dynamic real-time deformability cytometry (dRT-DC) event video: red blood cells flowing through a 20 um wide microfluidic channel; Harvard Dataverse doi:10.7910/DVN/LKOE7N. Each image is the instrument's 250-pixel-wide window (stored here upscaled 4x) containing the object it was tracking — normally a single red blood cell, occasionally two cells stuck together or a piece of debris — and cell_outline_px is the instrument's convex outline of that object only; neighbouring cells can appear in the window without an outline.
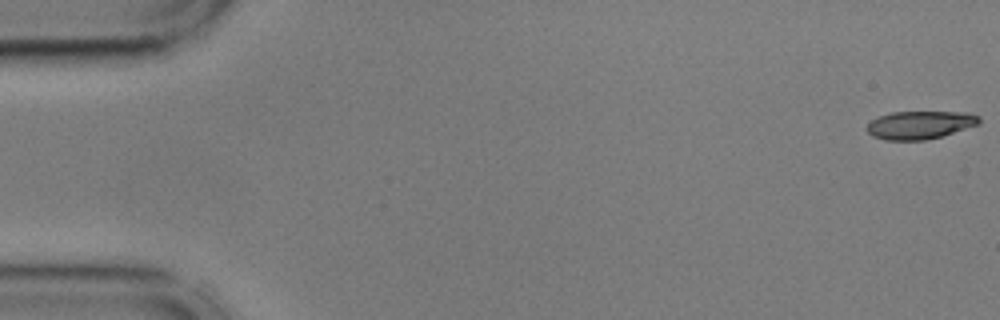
{"species": "common noctule bat (a hibernating species)", "species_latin": "Nyctalus noctula", "temperature_condition": "cold", "stored_images_in_passage": 55, "camera_frame_rate_fps": 3000, "um_per_image_px": 0.085, "animal": {"sex": "male", "body_mass_g": 17.9, "forearm_length_mm": 54.2}, "frame": {"image": 1, "passage_image": 1, "time_ms": 0.0, "image_size_px": [1000, 320], "cell_outline_px": [[980, 124], [940, 136], [924, 140], [884, 140], [872, 136], [868, 132], [868, 124], [872, 120], [880, 116], [892, 112], [968, 112], [980, 116]], "centroid_in_image_um": [78.21, 10.61], "position_along_channel_um": 6.8, "area_um2": 18.21}}
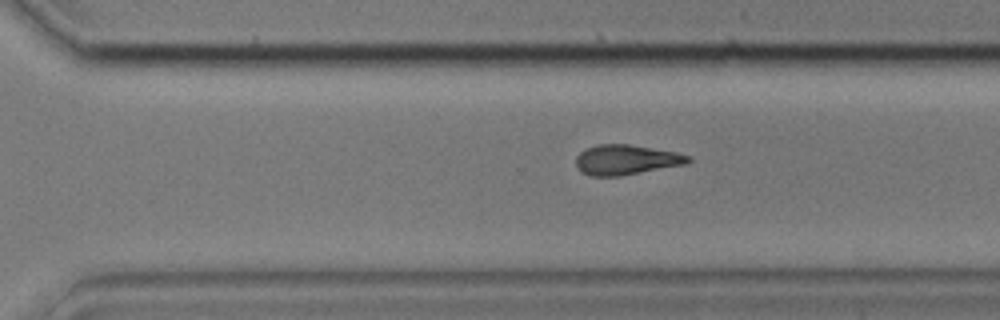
{"frame": {"image": 2, "passage_image": 38, "time_ms": 12.333, "image_size_px": [1000, 320], "cell_outline_px": [[692, 160], [684, 164], [620, 176], [588, 176], [576, 168], [576, 156], [584, 148], [596, 144], [628, 144], [676, 152], [692, 156]], "centroid_in_image_um": [53.17, 13.57], "position_along_channel_um": 317.4, "area_um2": 19.71}}
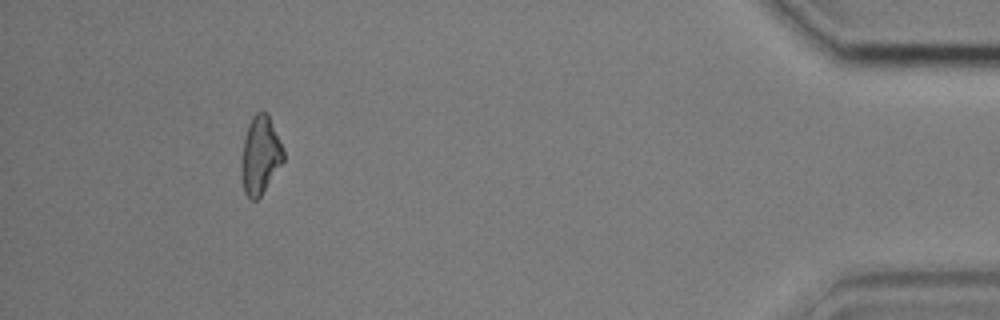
{"frame": {"image": 3, "passage_image": 51, "time_ms": 16.667, "image_size_px": [1000, 320], "cell_outline_px": [[284, 160], [260, 196], [256, 200], [252, 200], [244, 192], [240, 176], [240, 160], [244, 140], [248, 124], [252, 116], [256, 112], [268, 112], [284, 148]], "centroid_in_image_um": [22.11, 13.17], "position_along_channel_um": 413.1, "area_um2": 19.36}}